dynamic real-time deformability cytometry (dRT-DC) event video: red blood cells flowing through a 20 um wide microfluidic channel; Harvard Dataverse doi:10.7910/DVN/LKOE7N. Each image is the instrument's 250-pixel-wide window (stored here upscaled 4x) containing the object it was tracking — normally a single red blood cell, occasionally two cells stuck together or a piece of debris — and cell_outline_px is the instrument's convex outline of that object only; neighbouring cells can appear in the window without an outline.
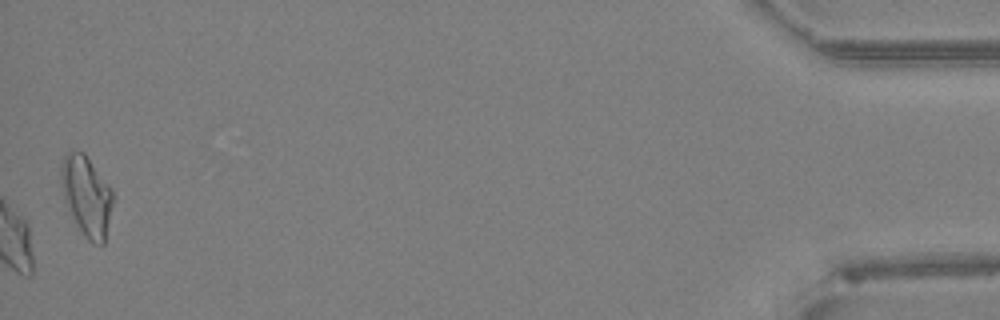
{"species": "Egyptian fruit bat (a non-hibernating species)", "species_latin": "Rousettus aegyptiacus", "temperature_condition": "warm", "stored_images_in_passage": 36, "camera_frame_rate_fps": 3000, "um_per_image_px": 0.085, "animal": {"sex": "female"}, "frame": {"image": 1, "passage_image": 36, "time_ms": 11.667, "image_size_px": [1000, 320], "cell_outline_px": [[112, 204], [104, 244], [92, 244], [84, 236], [76, 224], [64, 200], [60, 180], [60, 164], [64, 156], [68, 152], [84, 152], [112, 188]], "centroid_in_image_um": [7.34, 16.64], "position_along_channel_um": 427.9, "area_um2": 24.1}, "authors_computed_cell_mechanics": {"area_um2": 23.3223, "velocity_mm_per_s": 4.2505, "shape_relaxation_time_tau1_ms": null, "shape_relaxation_time_tau2_ms": 2.8971, "deformation_change_tau1": null, "deformation_change_tau2": 0.0978}}